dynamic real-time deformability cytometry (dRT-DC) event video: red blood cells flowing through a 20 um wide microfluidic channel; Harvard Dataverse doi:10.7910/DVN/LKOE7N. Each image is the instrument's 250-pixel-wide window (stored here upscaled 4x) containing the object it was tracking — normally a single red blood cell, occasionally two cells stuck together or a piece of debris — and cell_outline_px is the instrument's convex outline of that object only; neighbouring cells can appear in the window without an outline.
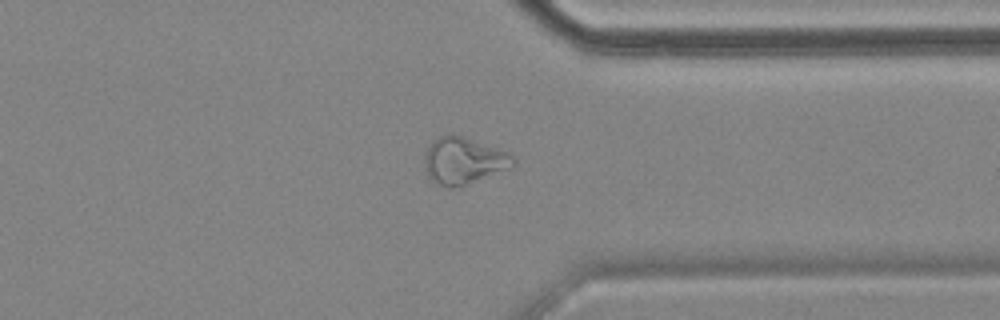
{"species": "common noctule bat (a hibernating species)", "species_latin": "Nyctalus noctula", "temperature_condition": "cold", "stored_images_in_passage": 41, "camera_frame_rate_fps": 3000, "um_per_image_px": 0.085, "animal": {"sex": "female", "body_mass_g": 18.4}, "frame": {"image": 1, "passage_image": 27, "time_ms": 8.667, "image_size_px": [1000, 320], "cell_outline_px": [[516, 164], [512, 168], [460, 188], [448, 188], [432, 180], [428, 176], [424, 168], [424, 152], [428, 144], [432, 140], [448, 132], [464, 136], [512, 152], [516, 156]], "centroid_in_image_um": [39.45, 13.65], "position_along_channel_um": 371.9, "area_um2": 25.37}}
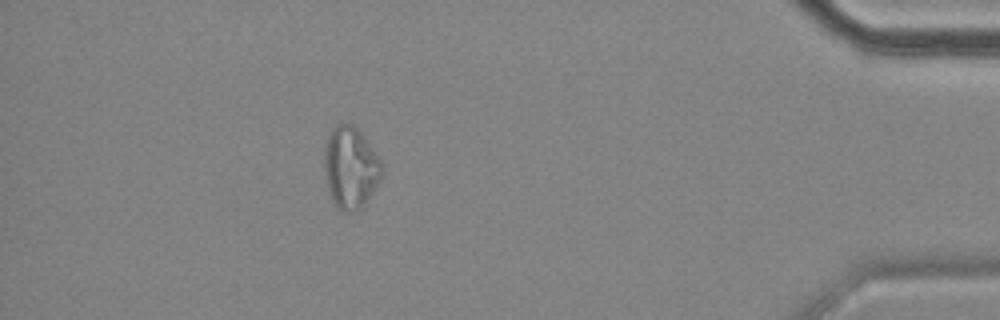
{"frame": {"image": 2, "passage_image": 34, "time_ms": 11.0, "image_size_px": [1000, 320], "cell_outline_px": [[384, 168], [380, 180], [368, 200], [356, 212], [340, 212], [336, 208], [332, 200], [324, 176], [324, 148], [328, 136], [332, 128], [336, 124], [352, 124], [360, 132], [384, 164]], "centroid_in_image_um": [29.79, 14.28], "position_along_channel_um": 405.4, "area_um2": 27.74}}